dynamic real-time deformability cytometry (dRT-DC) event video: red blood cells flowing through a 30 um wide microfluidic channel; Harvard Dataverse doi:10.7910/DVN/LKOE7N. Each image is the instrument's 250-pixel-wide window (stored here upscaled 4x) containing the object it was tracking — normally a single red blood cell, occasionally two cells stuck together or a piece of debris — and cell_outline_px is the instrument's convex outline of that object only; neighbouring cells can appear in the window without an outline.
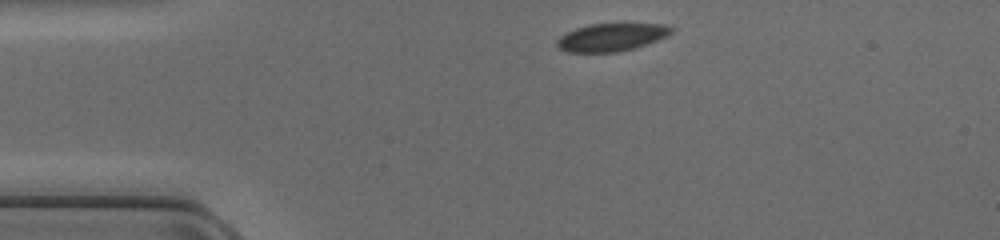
{"species": "common noctule bat (a hibernating species)", "species_latin": "Nyctalus noctula", "temperature_condition": "cold", "stored_images_in_passage": 38, "camera_frame_rate_fps": 3000, "um_per_image_px": 0.085, "animal": {"sex": "female", "body_mass_g": 17.0, "forearm_length_mm": 48.0}, "frame": {"image": 1, "passage_image": 1, "time_ms": 0.0, "image_size_px": [1000, 240], "cell_outline_px": [[672, 32], [668, 36], [632, 48], [616, 52], [568, 52], [560, 48], [556, 44], [556, 40], [560, 36], [576, 28], [592, 24], [664, 24], [672, 28]], "centroid_in_image_um": [51.95, 3.16], "position_along_channel_um": 33.1, "area_um2": 18.15}}
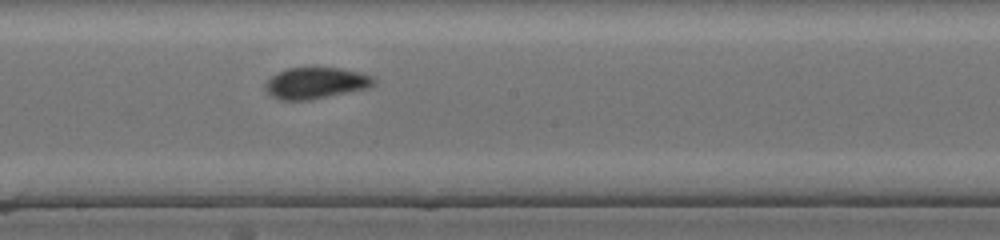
{"frame": {"image": 2, "passage_image": 17, "time_ms": 5.333, "image_size_px": [1000, 240], "cell_outline_px": [[376, 84], [368, 88], [312, 100], [280, 100], [272, 96], [264, 88], [264, 84], [276, 72], [288, 68], [340, 68], [360, 72], [376, 76]], "centroid_in_image_um": [26.88, 7.06], "position_along_channel_um": 221.3, "area_um2": 20.06}}
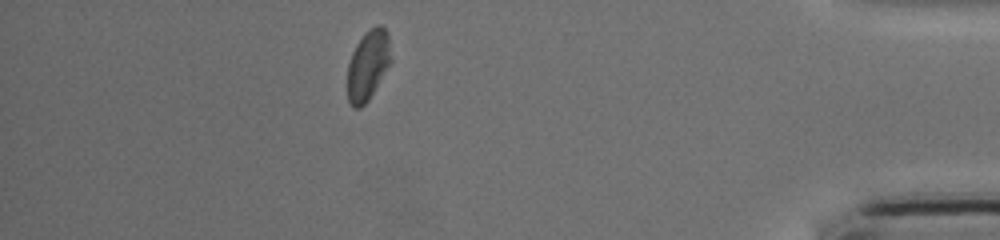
{"frame": {"image": 3, "passage_image": 33, "time_ms": 10.667, "image_size_px": [1000, 240], "cell_outline_px": [[392, 60], [368, 100], [360, 108], [352, 108], [348, 104], [348, 64], [352, 52], [356, 44], [364, 32], [376, 24], [380, 24], [388, 32]], "centroid_in_image_um": [31.28, 5.51], "position_along_channel_um": 403.9, "area_um2": 17.86}}